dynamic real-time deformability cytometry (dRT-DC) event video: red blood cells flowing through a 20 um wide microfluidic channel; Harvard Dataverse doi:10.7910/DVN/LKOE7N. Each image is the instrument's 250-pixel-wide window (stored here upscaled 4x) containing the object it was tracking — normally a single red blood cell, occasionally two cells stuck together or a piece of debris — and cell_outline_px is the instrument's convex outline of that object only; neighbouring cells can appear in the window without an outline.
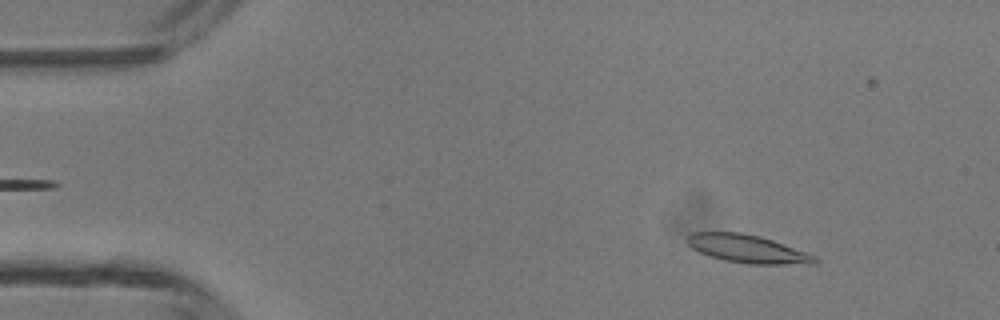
{"species": "common noctule bat (a hibernating species)", "species_latin": "Nyctalus noctula", "temperature_condition": "room temperature", "stored_images_in_passage": 47, "camera_frame_rate_fps": 3000, "um_per_image_px": 0.085, "animal": {"sex": "male", "body_mass_g": 13.3}, "frame": {"image": 1, "passage_image": 5, "time_ms": 1.333, "image_size_px": [1000, 320], "cell_outline_px": [[820, 260], [816, 264], [748, 264], [724, 260], [708, 256], [692, 248], [684, 240], [692, 232], [740, 232], [760, 236], [772, 240], [816, 256]], "centroid_in_image_um": [63.52, 21.15], "position_along_channel_um": 21.5, "area_um2": 20.92}}
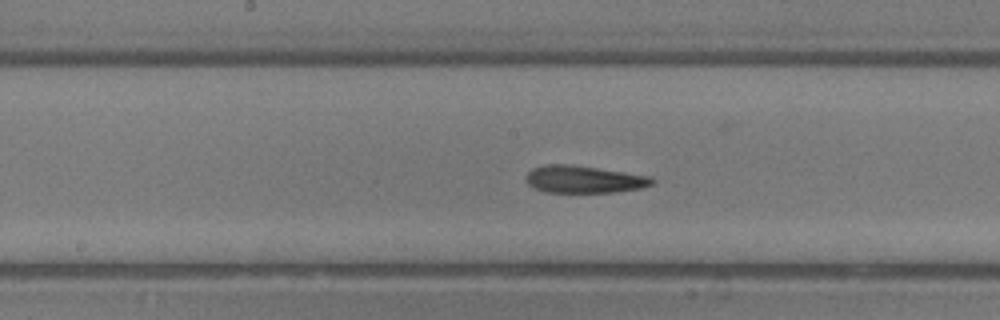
{"frame": {"image": 2, "passage_image": 23, "time_ms": 7.333, "image_size_px": [1000, 320], "cell_outline_px": [[656, 180], [652, 184], [640, 188], [612, 192], [544, 192], [528, 184], [524, 180], [528, 172], [532, 168], [548, 164], [568, 164], [652, 176]], "centroid_in_image_um": [49.62, 15.24], "position_along_channel_um": 198.6, "area_um2": 19.94}}
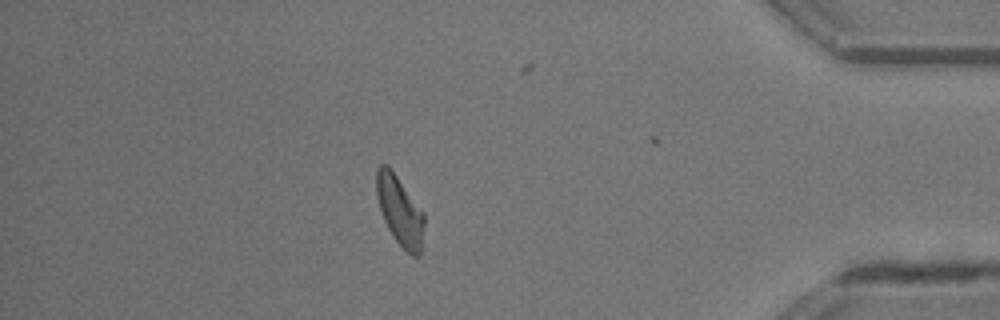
{"frame": {"image": 3, "passage_image": 40, "time_ms": 13.0, "image_size_px": [1000, 320], "cell_outline_px": [[424, 224], [420, 256], [412, 256], [396, 240], [388, 228], [384, 220], [376, 196], [376, 168], [380, 164], [388, 164], [424, 212]], "centroid_in_image_um": [33.98, 17.87], "position_along_channel_um": 401.2, "area_um2": 19.25}, "authors_computed_cell_mechanics": {"area_um2": 19.7676, "velocity_mm_per_s": 4.3481, "shape_relaxation_time_tau1_ms": 10.8023, "shape_relaxation_time_tau2_ms": 3.4776, "deformation_change_tau1": 0.2509, "deformation_change_tau2": 0.1121}}